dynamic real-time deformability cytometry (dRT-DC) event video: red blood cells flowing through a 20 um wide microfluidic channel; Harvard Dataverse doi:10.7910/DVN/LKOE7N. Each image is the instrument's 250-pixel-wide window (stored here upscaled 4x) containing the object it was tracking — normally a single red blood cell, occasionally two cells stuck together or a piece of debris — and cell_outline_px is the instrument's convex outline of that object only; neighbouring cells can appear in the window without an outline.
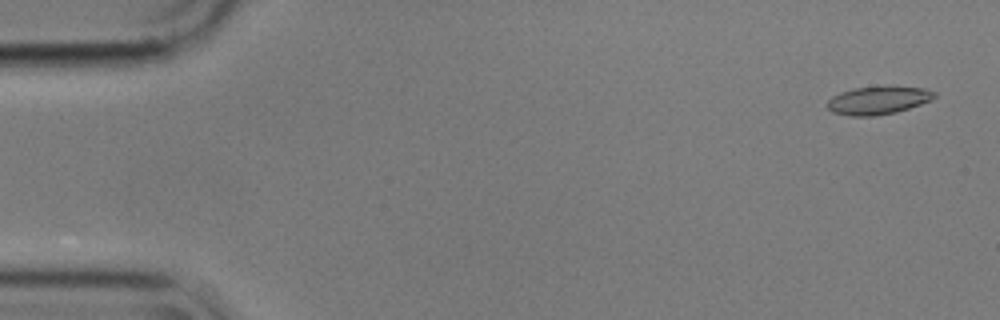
{"species": "common noctule bat (a hibernating species)", "species_latin": "Nyctalus noctula", "temperature_condition": "cold", "stored_images_in_passage": 5, "camera_frame_rate_fps": 3000, "um_per_image_px": 0.085, "animal": {"sex": "male", "body_mass_g": 17.9}, "frame": {"image": 1, "passage_image": 1, "time_ms": 0.0, "image_size_px": [1000, 320], "cell_outline_px": [[936, 96], [932, 100], [896, 112], [872, 116], [848, 116], [832, 112], [828, 108], [828, 100], [832, 96], [840, 92], [852, 88], [924, 88], [936, 92]], "centroid_in_image_um": [74.6, 8.56], "position_along_channel_um": 10.4, "area_um2": 16.99}}
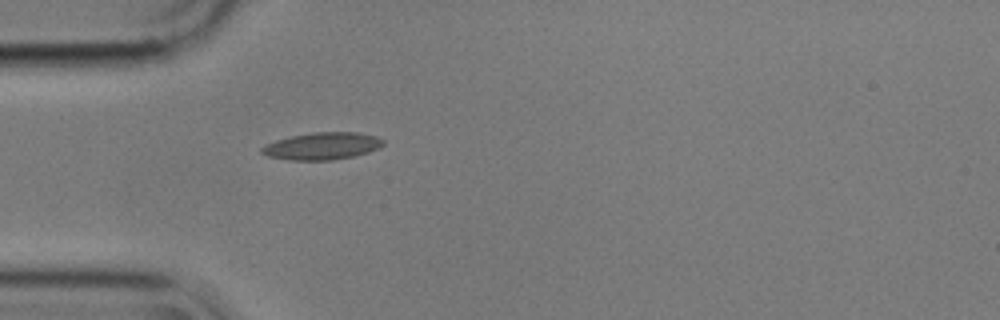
{"frame": {"image": 2, "passage_image": 5, "time_ms": 1.333, "image_size_px": [1000, 320], "cell_outline_px": [[384, 144], [380, 148], [368, 152], [352, 156], [332, 160], [292, 160], [268, 156], [260, 152], [260, 148], [264, 144], [276, 140], [292, 136], [312, 132], [360, 132], [376, 136], [384, 140]], "centroid_in_image_um": [27.39, 12.4], "position_along_channel_um": 57.6, "area_um2": 19.31}}